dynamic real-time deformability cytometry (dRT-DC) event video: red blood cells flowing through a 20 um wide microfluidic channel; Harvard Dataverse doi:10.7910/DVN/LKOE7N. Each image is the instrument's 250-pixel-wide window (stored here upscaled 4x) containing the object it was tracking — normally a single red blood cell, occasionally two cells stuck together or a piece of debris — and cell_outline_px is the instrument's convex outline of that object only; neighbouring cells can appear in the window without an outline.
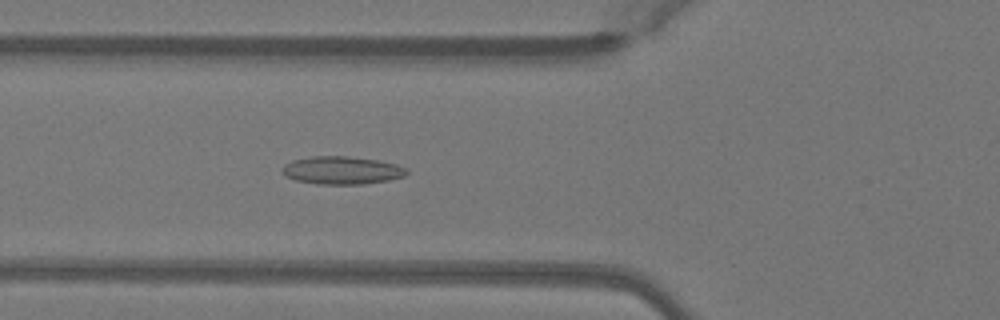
{"species": "Egyptian fruit bat (a non-hibernating species)", "species_latin": "Rousettus aegyptiacus", "temperature_condition": "warm", "stored_images_in_passage": 46, "camera_frame_rate_fps": 3000, "um_per_image_px": 0.085, "animal": {"sex": "female"}, "frame": {"image": 1, "passage_image": 17, "time_ms": 5.333, "image_size_px": [1000, 320], "cell_outline_px": [[408, 172], [404, 176], [388, 180], [364, 184], [316, 184], [296, 180], [280, 172], [280, 168], [284, 164], [292, 160], [312, 156], [348, 156], [380, 160], [396, 164], [408, 168]], "centroid_in_image_um": [29.05, 14.47], "position_along_channel_um": 96.7, "area_um2": 20.4}}
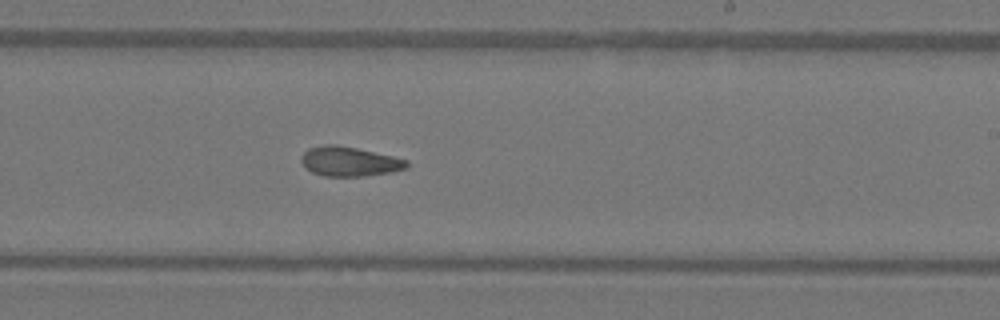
{"frame": {"image": 2, "passage_image": 29, "time_ms": 9.333, "image_size_px": [1000, 320], "cell_outline_px": [[408, 168], [392, 172], [364, 176], [324, 176], [312, 172], [300, 160], [300, 156], [308, 148], [324, 144], [336, 144], [356, 148], [392, 156], [408, 160]], "centroid_in_image_um": [29.7, 13.72], "position_along_channel_um": 259.3, "area_um2": 18.15}}
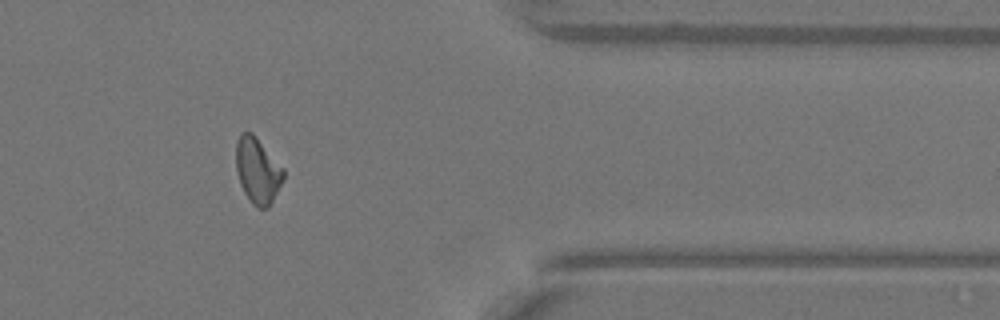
{"frame": {"image": 3, "passage_image": 40, "time_ms": 13.0, "image_size_px": [1000, 320], "cell_outline_px": [[284, 180], [268, 208], [256, 208], [252, 204], [244, 192], [240, 184], [236, 168], [236, 140], [240, 132], [252, 132], [284, 168]], "centroid_in_image_um": [21.89, 14.49], "position_along_channel_um": 389.5, "area_um2": 18.32}, "authors_computed_cell_mechanics": {"area_um2": 18.2937, "velocity_mm_per_s": 4.062, "shape_relaxation_time_tau1_ms": null, "shape_relaxation_time_tau2_ms": 2.2879, "deformation_change_tau1": null, "deformation_change_tau2": 0.086}}